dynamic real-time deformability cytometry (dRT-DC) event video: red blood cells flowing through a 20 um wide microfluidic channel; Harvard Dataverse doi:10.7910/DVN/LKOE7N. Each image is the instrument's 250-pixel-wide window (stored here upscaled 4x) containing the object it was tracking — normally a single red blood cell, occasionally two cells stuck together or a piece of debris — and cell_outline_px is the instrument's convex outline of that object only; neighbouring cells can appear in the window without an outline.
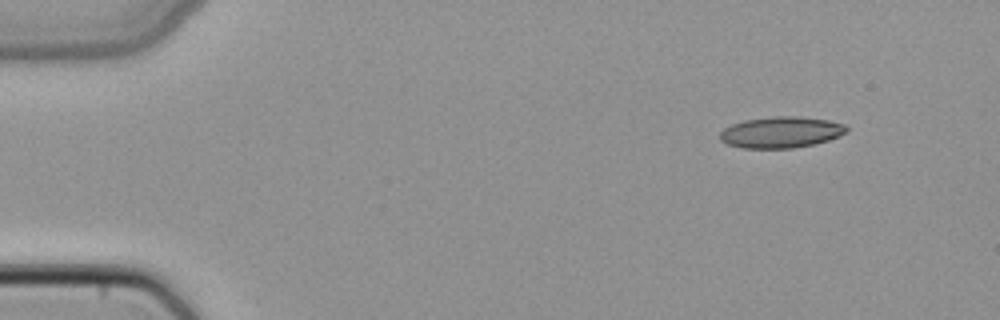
{"species": "common noctule bat (a hibernating species)", "species_latin": "Nyctalus noctula", "temperature_condition": "cold", "stored_images_in_passage": 3, "camera_frame_rate_fps": 3000, "um_per_image_px": 0.085, "animal": {"sex": "female", "body_mass_g": 22.7, "forearm_length_mm": 54.2}, "frame": {"image": 1, "passage_image": 1, "time_ms": 0.0, "image_size_px": [1000, 320], "cell_outline_px": [[848, 132], [840, 136], [828, 140], [812, 144], [792, 148], [744, 148], [728, 144], [720, 140], [720, 132], [724, 128], [732, 124], [744, 120], [772, 116], [796, 116], [828, 120], [844, 124], [848, 128]], "centroid_in_image_um": [66.39, 11.23], "position_along_channel_um": 18.6, "area_um2": 23.0}}